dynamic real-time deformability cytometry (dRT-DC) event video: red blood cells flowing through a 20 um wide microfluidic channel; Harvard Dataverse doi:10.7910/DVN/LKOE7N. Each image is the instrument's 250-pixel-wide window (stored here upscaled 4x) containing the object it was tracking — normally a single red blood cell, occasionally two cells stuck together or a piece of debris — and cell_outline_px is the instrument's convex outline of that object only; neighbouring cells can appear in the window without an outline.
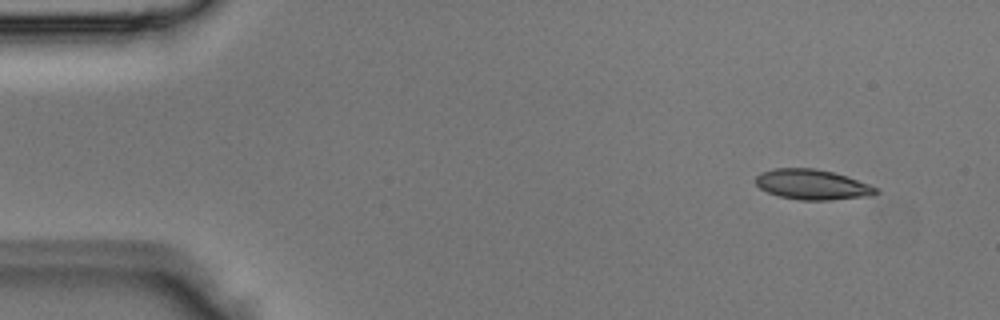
{"species": "Egyptian fruit bat (a non-hibernating species)", "species_latin": "Rousettus aegyptiacus", "temperature_condition": "room temperature", "stored_images_in_passage": 3, "camera_frame_rate_fps": 3000, "um_per_image_px": 0.085, "animal": {"sex": "male"}, "frame": {"image": 1, "passage_image": 1, "time_ms": 0.0, "image_size_px": [1000, 320], "cell_outline_px": [[880, 192], [872, 196], [832, 200], [800, 200], [780, 196], [768, 192], [760, 188], [756, 184], [756, 176], [760, 172], [772, 168], [812, 168], [832, 172], [880, 188]], "centroid_in_image_um": [69.05, 15.69], "position_along_channel_um": 15.9, "area_um2": 21.15}}
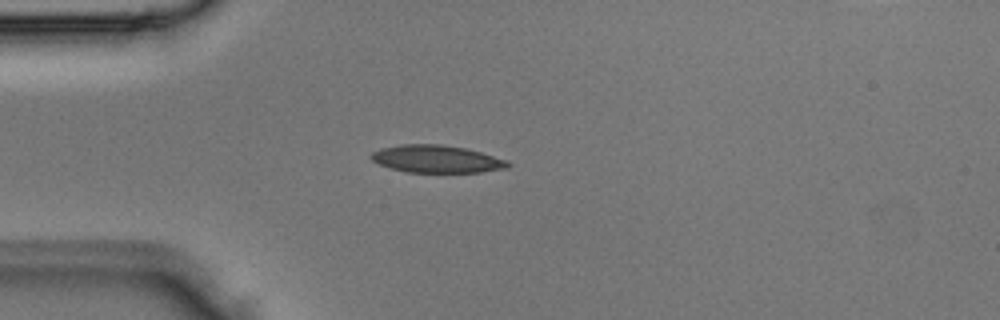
{"frame": {"image": 2, "passage_image": 3, "time_ms": 0.667, "image_size_px": [1000, 320], "cell_outline_px": [[512, 164], [508, 168], [480, 172], [408, 172], [392, 168], [380, 164], [372, 160], [368, 156], [372, 152], [380, 148], [400, 144], [440, 144], [464, 148], [480, 152], [508, 160]], "centroid_in_image_um": [37.11, 13.51], "position_along_channel_um": 47.9, "area_um2": 21.91}}